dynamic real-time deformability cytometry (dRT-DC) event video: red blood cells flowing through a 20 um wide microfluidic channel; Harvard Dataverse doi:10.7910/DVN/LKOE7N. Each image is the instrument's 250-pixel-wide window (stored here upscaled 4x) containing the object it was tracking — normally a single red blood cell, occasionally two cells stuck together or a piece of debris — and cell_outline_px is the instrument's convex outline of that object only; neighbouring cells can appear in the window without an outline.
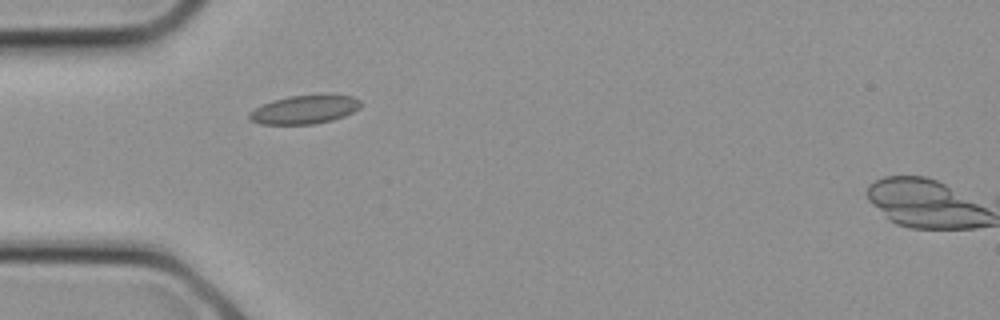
{"species": "common noctule bat (a hibernating species)", "species_latin": "Nyctalus noctula", "temperature_condition": "cold", "stored_images_in_passage": 1, "camera_frame_rate_fps": 3000, "um_per_image_px": 0.085, "animal": {"sex": "female", "body_mass_g": 21.9}, "frame": {"image": 1, "passage_image": 1, "time_ms": 0.0, "image_size_px": [1000, 320], "cell_outline_px": [[360, 108], [344, 116], [332, 120], [312, 124], [260, 124], [248, 120], [248, 112], [272, 100], [288, 96], [320, 92], [332, 92], [352, 96], [360, 100]], "centroid_in_image_um": [25.92, 9.26], "position_along_channel_um": 59.1, "area_um2": 19.31}}